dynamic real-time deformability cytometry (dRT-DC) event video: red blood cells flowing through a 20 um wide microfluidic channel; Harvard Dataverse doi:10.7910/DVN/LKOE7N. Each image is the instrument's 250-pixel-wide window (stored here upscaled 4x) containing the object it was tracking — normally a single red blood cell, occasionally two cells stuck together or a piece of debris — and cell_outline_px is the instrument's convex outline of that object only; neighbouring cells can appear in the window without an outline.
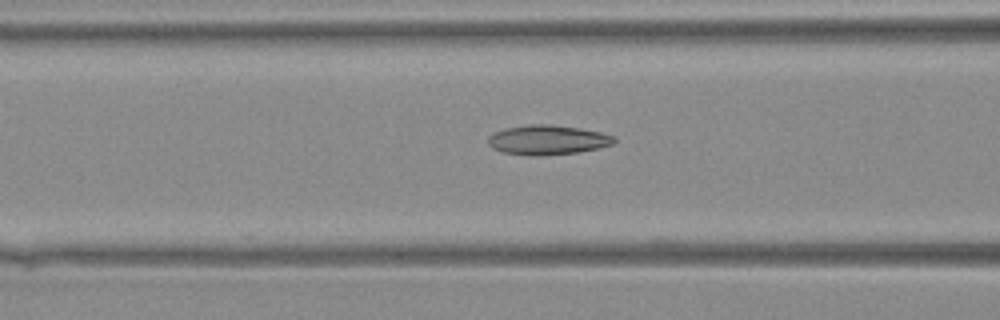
{"species": "Egyptian fruit bat (a non-hibernating species)", "species_latin": "Rousettus aegyptiacus", "temperature_condition": "warm", "stored_images_in_passage": 25, "camera_frame_rate_fps": 3000, "um_per_image_px": 0.085, "animal": {"sex": "female"}, "frame": {"image": 1, "passage_image": 6, "time_ms": 1.667, "image_size_px": [1000, 320], "cell_outline_px": [[616, 140], [612, 144], [600, 148], [576, 152], [532, 156], [504, 152], [492, 148], [488, 144], [488, 136], [504, 128], [528, 124], [548, 124], [576, 128], [600, 132], [616, 136]], "centroid_in_image_um": [46.53, 11.89], "position_along_channel_um": 120.1, "area_um2": 21.56}}
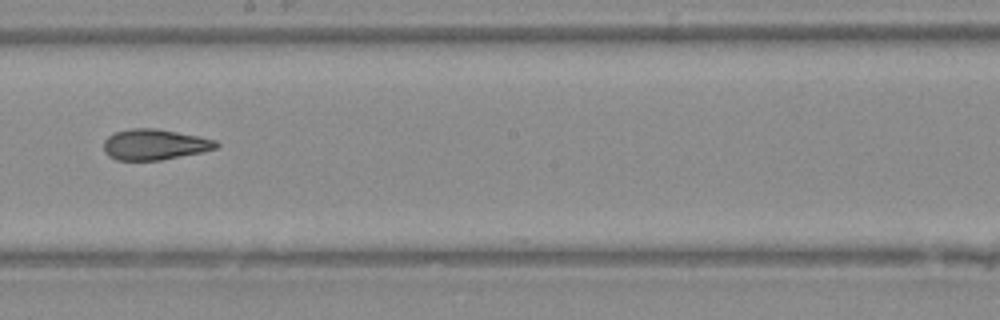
{"frame": {"image": 2, "passage_image": 13, "time_ms": 4.0, "image_size_px": [1000, 320], "cell_outline_px": [[220, 144], [216, 148], [200, 152], [160, 160], [116, 160], [108, 156], [104, 152], [104, 140], [108, 136], [116, 132], [132, 128], [156, 128], [216, 140]], "centroid_in_image_um": [13.1, 12.28], "position_along_channel_um": 235.1, "area_um2": 19.94}}
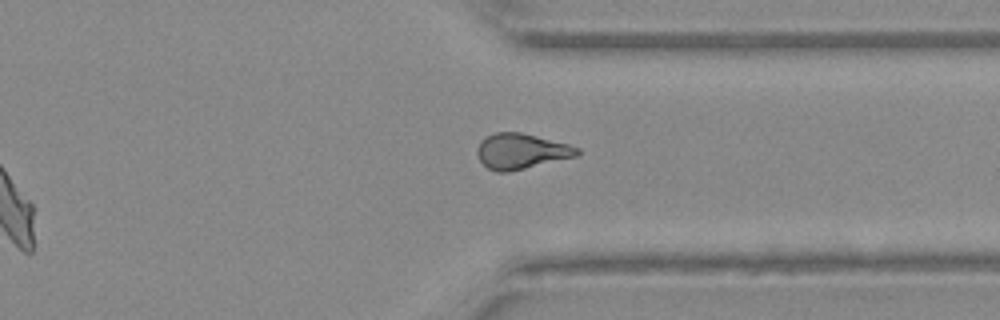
{"frame": {"image": 3, "passage_image": 21, "time_ms": 6.667, "image_size_px": [1000, 320], "cell_outline_px": [[580, 152], [576, 156], [508, 172], [496, 172], [488, 168], [480, 160], [476, 152], [476, 148], [480, 140], [484, 136], [496, 132], [520, 132], [568, 144], [580, 148]], "centroid_in_image_um": [44.26, 12.84], "position_along_channel_um": 367.1, "area_um2": 20.58}}